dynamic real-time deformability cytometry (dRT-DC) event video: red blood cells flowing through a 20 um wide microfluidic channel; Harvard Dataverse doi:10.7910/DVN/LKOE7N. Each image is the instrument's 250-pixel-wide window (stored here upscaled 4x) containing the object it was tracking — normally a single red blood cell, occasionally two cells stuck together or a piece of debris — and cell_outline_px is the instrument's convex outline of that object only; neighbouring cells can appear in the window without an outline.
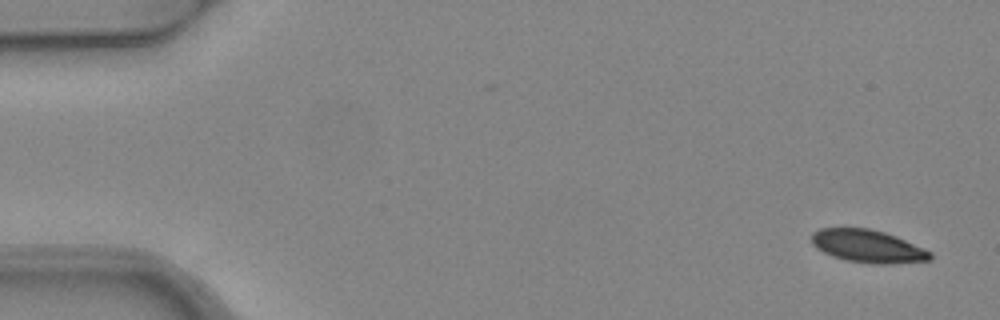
{"species": "common noctule bat (a hibernating species)", "species_latin": "Nyctalus noctula", "temperature_condition": "warm", "stored_images_in_passage": 3, "camera_frame_rate_fps": 3000, "um_per_image_px": 0.085, "animal": {"sex": "female", "body_mass_g": 24.6, "forearm_length_mm": 56.2}, "frame": {"image": 1, "passage_image": 1, "time_ms": 0.0, "image_size_px": [1000, 320], "cell_outline_px": [[932, 260], [884, 264], [876, 264], [848, 260], [832, 256], [816, 248], [812, 244], [812, 232], [820, 228], [868, 228], [884, 232], [896, 236], [924, 248], [932, 252]], "centroid_in_image_um": [73.77, 20.92], "position_along_channel_um": 11.2, "area_um2": 22.54}}
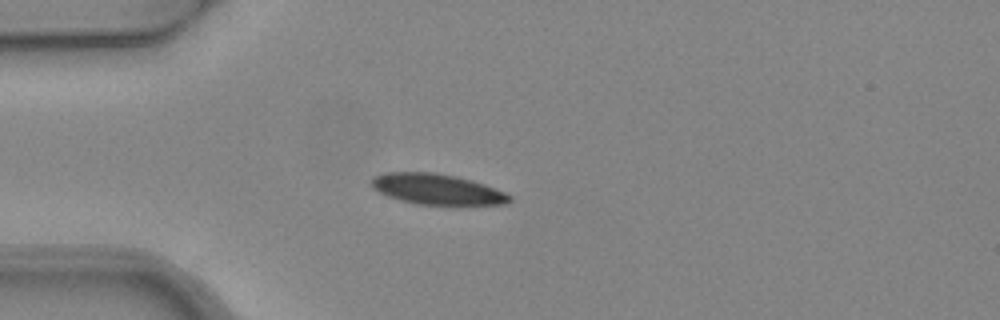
{"frame": {"image": 2, "passage_image": 3, "time_ms": 0.667, "image_size_px": [1000, 320], "cell_outline_px": [[512, 200], [508, 204], [416, 204], [400, 200], [388, 196], [372, 188], [372, 176], [384, 172], [432, 172], [456, 176], [472, 180], [496, 188], [512, 196]], "centroid_in_image_um": [37.14, 16.07], "position_along_channel_um": 47.9, "area_um2": 24.57}}